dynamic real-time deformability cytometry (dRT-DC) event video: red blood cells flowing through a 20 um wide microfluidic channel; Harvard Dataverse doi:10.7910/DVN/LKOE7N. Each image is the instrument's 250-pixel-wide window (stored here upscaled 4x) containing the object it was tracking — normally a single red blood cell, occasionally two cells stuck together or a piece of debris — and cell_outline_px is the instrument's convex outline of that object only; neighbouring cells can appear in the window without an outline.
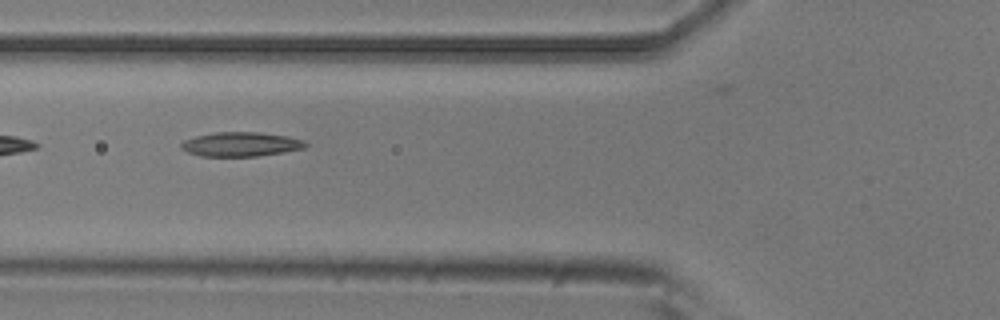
{"species": "common noctule bat (a hibernating species)", "species_latin": "Nyctalus noctula", "temperature_condition": "room temperature", "stored_images_in_passage": 4, "camera_frame_rate_fps": 3000, "um_per_image_px": 0.085, "animal": {"sex": "male", "body_mass_g": 20.5, "forearm_length_mm": 52.5}, "frame": {"image": 1, "passage_image": 2, "time_ms": 0.333, "image_size_px": [1000, 320], "cell_outline_px": [[308, 144], [304, 148], [284, 152], [256, 156], [200, 156], [188, 152], [180, 148], [180, 144], [184, 140], [196, 136], [216, 132], [260, 132], [288, 136], [304, 140]], "centroid_in_image_um": [20.47, 12.26], "position_along_channel_um": 105.3, "area_um2": 17.63}}
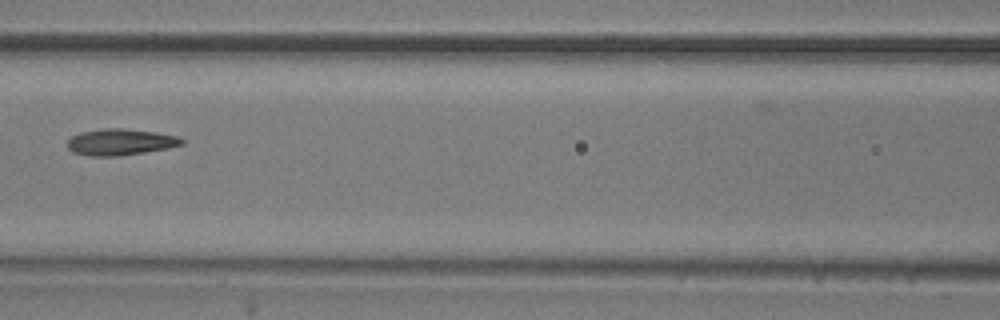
{"frame": {"image": 2, "passage_image": 3, "time_ms": 0.667, "image_size_px": [1000, 320], "cell_outline_px": [[184, 144], [168, 148], [120, 156], [92, 156], [72, 152], [68, 148], [68, 140], [72, 136], [80, 132], [104, 128], [120, 128], [156, 132], [176, 136], [184, 140]], "centroid_in_image_um": [10.22, 12.07], "position_along_channel_um": 156.4, "area_um2": 17.51}}
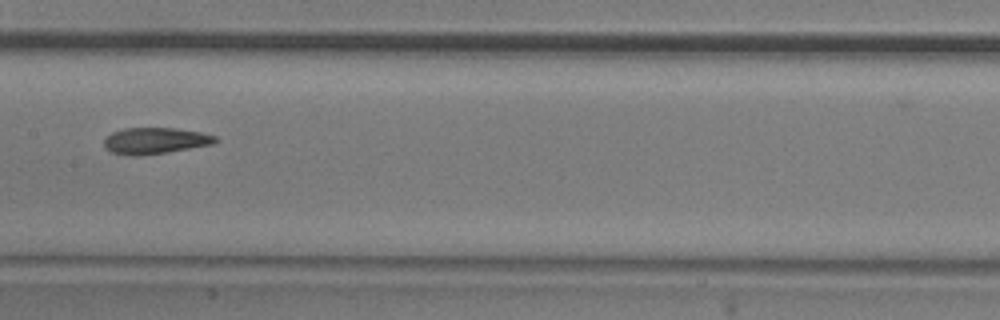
{"frame": {"image": 3, "passage_image": 4, "time_ms": 1.0, "image_size_px": [1000, 320], "cell_outline_px": [[220, 140], [212, 144], [168, 152], [140, 156], [132, 156], [112, 152], [104, 144], [104, 140], [112, 132], [124, 128], [176, 128], [200, 132], [216, 136]], "centroid_in_image_um": [13.21, 11.96], "position_along_channel_um": 194.2, "area_um2": 16.99}}